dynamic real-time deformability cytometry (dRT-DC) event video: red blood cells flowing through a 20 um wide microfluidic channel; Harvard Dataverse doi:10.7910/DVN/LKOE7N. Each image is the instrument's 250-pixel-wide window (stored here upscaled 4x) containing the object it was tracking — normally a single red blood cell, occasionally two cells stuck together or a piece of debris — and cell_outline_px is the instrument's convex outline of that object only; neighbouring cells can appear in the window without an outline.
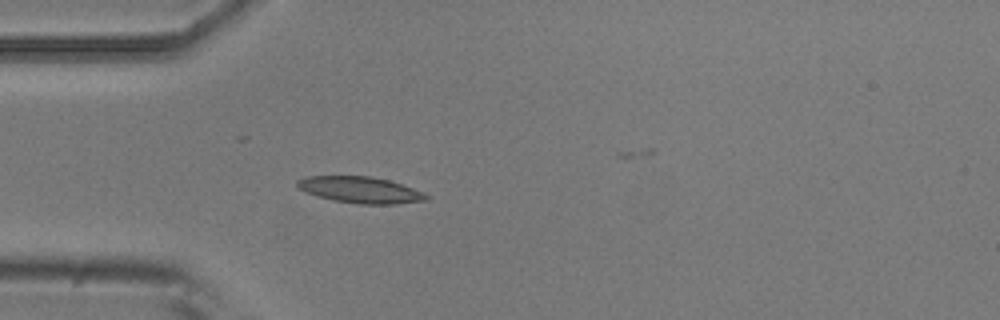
{"species": "common noctule bat (a hibernating species)", "species_latin": "Nyctalus noctula", "temperature_condition": "room temperature", "stored_images_in_passage": 25, "camera_frame_rate_fps": 3000, "um_per_image_px": 0.085, "animal": {"sex": "male", "body_mass_g": 20.5, "forearm_length_mm": 52.5}, "frame": {"image": 1, "passage_image": 11, "time_ms": 3.333, "image_size_px": [1000, 320], "cell_outline_px": [[432, 196], [428, 200], [396, 204], [360, 204], [332, 200], [316, 196], [304, 192], [296, 188], [296, 180], [304, 176], [372, 176], [388, 180], [424, 192]], "centroid_in_image_um": [30.6, 16.14], "position_along_channel_um": 54.4, "area_um2": 20.11}}
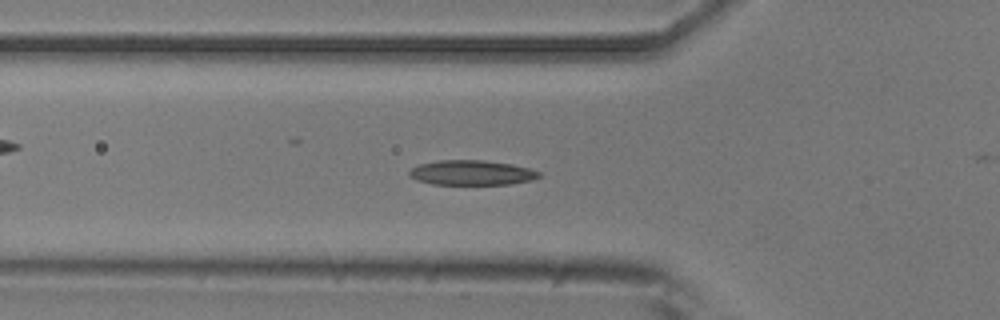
{"frame": {"image": 2, "passage_image": 14, "time_ms": 4.333, "image_size_px": [1000, 320], "cell_outline_px": [[544, 176], [532, 180], [512, 184], [432, 184], [416, 180], [408, 176], [408, 172], [412, 168], [420, 164], [440, 160], [484, 160], [512, 164], [528, 168], [540, 172]], "centroid_in_image_um": [40.11, 14.68], "position_along_channel_um": 85.7, "area_um2": 18.9}}
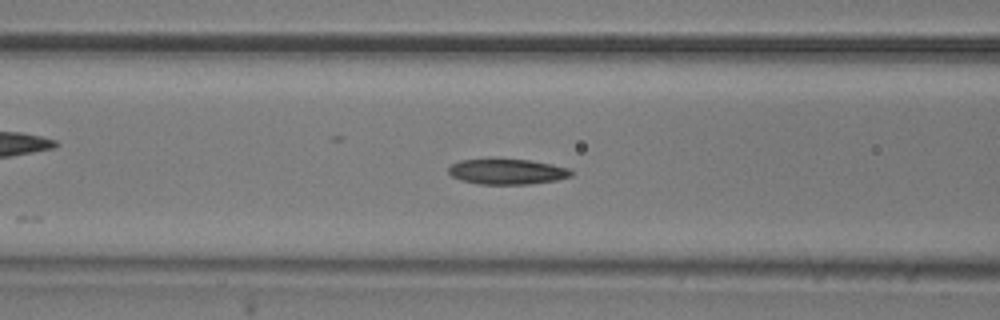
{"frame": {"image": 3, "passage_image": 17, "time_ms": 5.333, "image_size_px": [1000, 320], "cell_outline_px": [[576, 172], [572, 176], [556, 180], [528, 184], [480, 184], [460, 180], [452, 176], [448, 172], [448, 168], [452, 164], [460, 160], [488, 156], [496, 156], [528, 160], [552, 164], [568, 168]], "centroid_in_image_um": [43.07, 14.54], "position_along_channel_um": 123.5, "area_um2": 19.07}}